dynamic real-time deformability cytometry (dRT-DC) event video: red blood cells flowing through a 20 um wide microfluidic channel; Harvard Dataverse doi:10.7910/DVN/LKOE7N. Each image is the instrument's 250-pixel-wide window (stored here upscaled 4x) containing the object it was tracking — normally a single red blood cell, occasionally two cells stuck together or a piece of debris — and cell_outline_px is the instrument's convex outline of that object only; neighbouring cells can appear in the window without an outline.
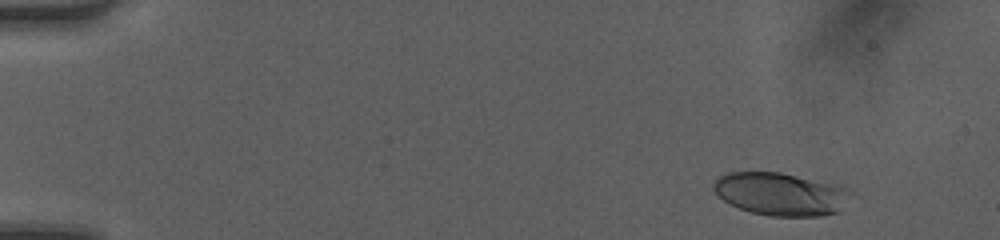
{"species": "human", "species_latin": "Homo sapiens", "temperature_condition": "room temperature", "stored_images_in_passage": 48, "camera_frame_rate_fps": 3000, "um_per_image_px": 0.085, "donor": {"sex": "female"}, "frame": {"image": 1, "passage_image": 4, "time_ms": 1.0, "image_size_px": [1000, 240], "cell_outline_px": [[840, 212], [824, 216], [772, 216], [752, 212], [740, 208], [724, 200], [712, 188], [712, 184], [720, 176], [728, 172], [780, 172], [836, 184], [840, 188]], "centroid_in_image_um": [66.19, 16.48], "position_along_channel_um": 18.8, "area_um2": 32.95}}
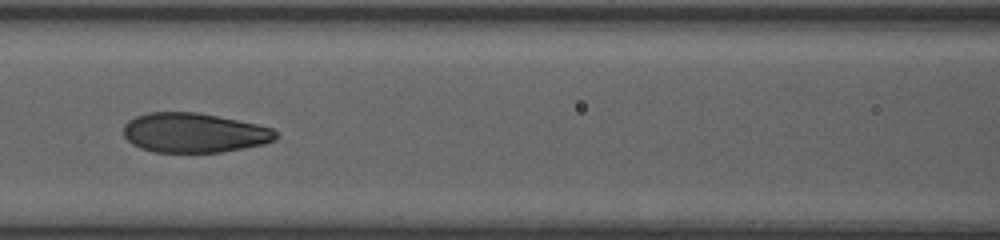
{"frame": {"image": 2, "passage_image": 22, "time_ms": 7.0, "image_size_px": [1000, 240], "cell_outline_px": [[280, 136], [264, 144], [244, 148], [220, 152], [152, 152], [140, 148], [132, 144], [124, 136], [124, 124], [128, 120], [136, 116], [148, 112], [200, 112], [256, 124], [272, 128]], "centroid_in_image_um": [16.48, 11.28], "position_along_channel_um": 150.1, "area_um2": 35.26}}
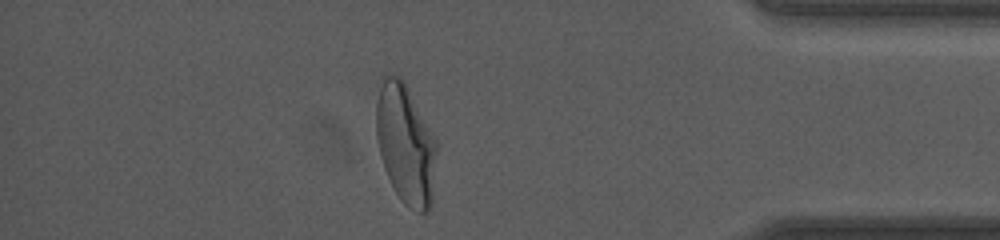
{"frame": {"image": 3, "passage_image": 42, "time_ms": 13.667, "image_size_px": [1000, 240], "cell_outline_px": [[436, 152], [432, 204], [428, 212], [420, 212], [404, 204], [400, 200], [384, 168], [380, 156], [376, 140], [376, 104], [380, 88], [384, 76], [392, 72], [400, 76], [404, 80], [436, 140]], "centroid_in_image_um": [34.46, 12.23], "position_along_channel_um": 400.7, "area_um2": 42.14}, "authors_computed_cell_mechanics": {"area_um2": 35.6048, "velocity_mm_per_s": 4.2275, "shape_relaxation_time_tau1_ms": 3.945, "shape_relaxation_time_tau2_ms": 0.8204, "deformation_change_tau1": 0.1982, "deformation_change_tau2": 0.0682}}